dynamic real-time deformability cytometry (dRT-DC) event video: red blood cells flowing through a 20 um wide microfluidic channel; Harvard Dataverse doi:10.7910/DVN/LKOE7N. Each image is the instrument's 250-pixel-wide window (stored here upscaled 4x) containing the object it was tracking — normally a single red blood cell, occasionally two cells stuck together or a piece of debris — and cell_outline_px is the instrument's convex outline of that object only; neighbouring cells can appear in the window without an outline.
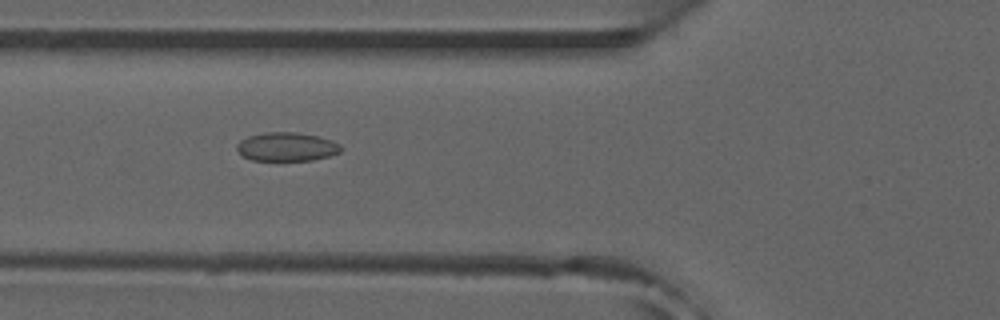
{"species": "common noctule bat (a hibernating species)", "species_latin": "Nyctalus noctula", "temperature_condition": "room temperature", "stored_images_in_passage": 36, "camera_frame_rate_fps": 3000, "um_per_image_px": 0.085, "animal": {"sex": "male", "forearm_length_mm": 52.5}, "frame": {"image": 1, "passage_image": 6, "time_ms": 1.667, "image_size_px": [1000, 320], "cell_outline_px": [[340, 152], [328, 156], [312, 160], [252, 160], [244, 156], [236, 148], [236, 144], [240, 140], [248, 136], [264, 132], [296, 132], [316, 136], [332, 140], [340, 144]], "centroid_in_image_um": [24.35, 12.46], "position_along_channel_um": 101.5, "area_um2": 17.28}, "authors_computed_cell_mechanics": {"area_um2": 16.5308, "velocity_mm_per_s": 3.9222, "shape_relaxation_time_tau1_ms": null, "shape_relaxation_time_tau2_ms": 1.756, "deformation_change_tau1": null, "deformation_change_tau2": 0.064}}